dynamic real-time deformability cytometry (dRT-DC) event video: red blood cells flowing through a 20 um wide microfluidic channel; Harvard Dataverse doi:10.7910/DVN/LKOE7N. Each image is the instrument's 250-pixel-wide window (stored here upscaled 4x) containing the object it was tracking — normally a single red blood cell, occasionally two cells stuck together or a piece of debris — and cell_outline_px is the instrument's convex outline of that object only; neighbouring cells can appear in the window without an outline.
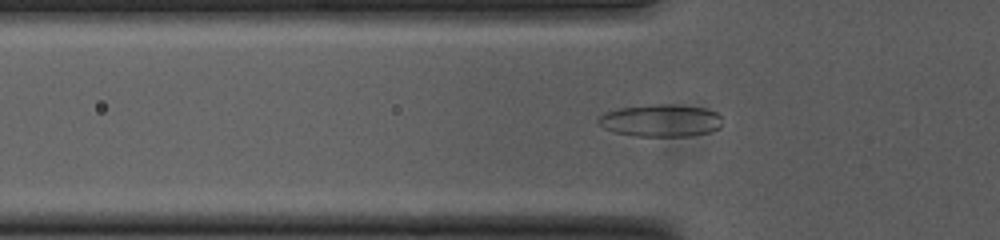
{"species": "common noctule bat (a hibernating species)", "species_latin": "Nyctalus noctula", "temperature_condition": "cold", "stored_images_in_passage": 54, "camera_frame_rate_fps": 3000, "um_per_image_px": 0.085, "animal": {"sex": "female", "body_mass_g": 23.0, "forearm_length_mm": 53.4}, "frame": {"image": 1, "passage_image": 17, "time_ms": 5.333, "image_size_px": [1000, 240], "cell_outline_px": [[720, 128], [708, 132], [692, 136], [636, 136], [616, 132], [604, 128], [596, 120], [604, 112], [620, 108], [652, 104], [668, 104], [704, 108], [716, 112], [720, 116]], "centroid_in_image_um": [56.15, 10.24], "position_along_channel_um": 69.7, "area_um2": 23.24}}
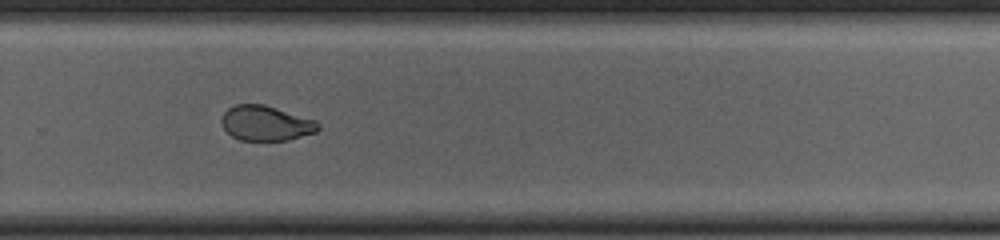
{"frame": {"image": 2, "passage_image": 36, "time_ms": 11.667, "image_size_px": [1000, 240], "cell_outline_px": [[320, 128], [316, 132], [288, 140], [240, 140], [232, 136], [224, 128], [220, 120], [224, 112], [228, 108], [236, 104], [264, 104], [316, 120], [320, 124]], "centroid_in_image_um": [22.61, 10.47], "position_along_channel_um": 307.2, "area_um2": 19.71}}
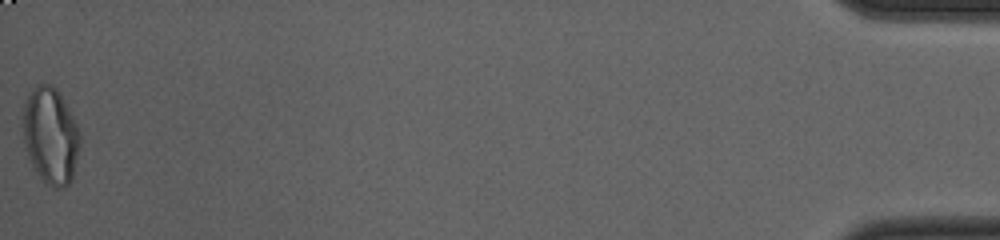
{"frame": {"image": 3, "passage_image": 54, "time_ms": 17.667, "image_size_px": [1000, 240], "cell_outline_px": [[80, 144], [72, 180], [64, 188], [56, 188], [48, 184], [40, 176], [32, 164], [24, 140], [24, 104], [32, 88], [36, 84], [52, 84], [56, 88], [64, 100], [76, 124], [80, 136]], "centroid_in_image_um": [4.32, 11.52], "position_along_channel_um": 430.9, "area_um2": 31.5}, "authors_computed_cell_mechanics": {"area_um2": 21.675, "velocity_mm_per_s": 3.744, "shape_relaxation_time_tau1_ms": 7.2274, "shape_relaxation_time_tau2_ms": 1.2848, "deformation_change_tau1": 0.1977, "deformation_change_tau2": 0.056}}